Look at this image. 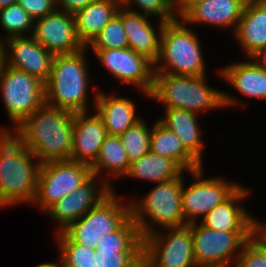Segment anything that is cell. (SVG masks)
I'll list each match as a JSON object with an SVG mask.
<instances>
[{"mask_svg": "<svg viewBox=\"0 0 266 267\" xmlns=\"http://www.w3.org/2000/svg\"><path fill=\"white\" fill-rule=\"evenodd\" d=\"M91 50L114 80L134 85L143 97L149 98L154 81V63L150 59L130 48Z\"/></svg>", "mask_w": 266, "mask_h": 267, "instance_id": "obj_13", "label": "cell"}, {"mask_svg": "<svg viewBox=\"0 0 266 267\" xmlns=\"http://www.w3.org/2000/svg\"><path fill=\"white\" fill-rule=\"evenodd\" d=\"M208 75L183 76L172 74H154L153 88L149 98L159 102L164 109L179 108L196 114L224 107L243 108L244 103L235 95L211 87ZM202 112V113H201Z\"/></svg>", "mask_w": 266, "mask_h": 267, "instance_id": "obj_2", "label": "cell"}, {"mask_svg": "<svg viewBox=\"0 0 266 267\" xmlns=\"http://www.w3.org/2000/svg\"><path fill=\"white\" fill-rule=\"evenodd\" d=\"M204 169L202 166L186 172L194 180L189 186L183 180L181 205L186 224L200 222L241 185L222 176L204 178Z\"/></svg>", "mask_w": 266, "mask_h": 267, "instance_id": "obj_11", "label": "cell"}, {"mask_svg": "<svg viewBox=\"0 0 266 267\" xmlns=\"http://www.w3.org/2000/svg\"><path fill=\"white\" fill-rule=\"evenodd\" d=\"M196 267H221V266L197 265Z\"/></svg>", "mask_w": 266, "mask_h": 267, "instance_id": "obj_45", "label": "cell"}, {"mask_svg": "<svg viewBox=\"0 0 266 267\" xmlns=\"http://www.w3.org/2000/svg\"><path fill=\"white\" fill-rule=\"evenodd\" d=\"M206 0H175V13L181 19L194 5Z\"/></svg>", "mask_w": 266, "mask_h": 267, "instance_id": "obj_39", "label": "cell"}, {"mask_svg": "<svg viewBox=\"0 0 266 267\" xmlns=\"http://www.w3.org/2000/svg\"><path fill=\"white\" fill-rule=\"evenodd\" d=\"M40 166L12 132H0V208L32 204Z\"/></svg>", "mask_w": 266, "mask_h": 267, "instance_id": "obj_3", "label": "cell"}, {"mask_svg": "<svg viewBox=\"0 0 266 267\" xmlns=\"http://www.w3.org/2000/svg\"><path fill=\"white\" fill-rule=\"evenodd\" d=\"M150 18L121 6V20L128 38L129 48L146 56L154 63L160 52L161 33L166 22L157 20L156 24L158 25L155 27Z\"/></svg>", "mask_w": 266, "mask_h": 267, "instance_id": "obj_20", "label": "cell"}, {"mask_svg": "<svg viewBox=\"0 0 266 267\" xmlns=\"http://www.w3.org/2000/svg\"><path fill=\"white\" fill-rule=\"evenodd\" d=\"M218 68L220 78L244 97L266 100V70L251 58ZM249 60V61H248Z\"/></svg>", "mask_w": 266, "mask_h": 267, "instance_id": "obj_24", "label": "cell"}, {"mask_svg": "<svg viewBox=\"0 0 266 267\" xmlns=\"http://www.w3.org/2000/svg\"><path fill=\"white\" fill-rule=\"evenodd\" d=\"M33 25L34 20L18 3L0 9V29L5 31L1 38L4 41L10 37L32 35Z\"/></svg>", "mask_w": 266, "mask_h": 267, "instance_id": "obj_31", "label": "cell"}, {"mask_svg": "<svg viewBox=\"0 0 266 267\" xmlns=\"http://www.w3.org/2000/svg\"><path fill=\"white\" fill-rule=\"evenodd\" d=\"M129 168L130 161L120 136L107 135L101 145L96 161L91 165L92 174L96 175L113 190L115 186L112 184V181H114L115 177L119 179L125 177ZM102 174L104 175L102 176Z\"/></svg>", "mask_w": 266, "mask_h": 267, "instance_id": "obj_25", "label": "cell"}, {"mask_svg": "<svg viewBox=\"0 0 266 267\" xmlns=\"http://www.w3.org/2000/svg\"><path fill=\"white\" fill-rule=\"evenodd\" d=\"M31 36L53 55L73 54L85 48L77 35L74 14L61 10L34 20Z\"/></svg>", "mask_w": 266, "mask_h": 267, "instance_id": "obj_15", "label": "cell"}, {"mask_svg": "<svg viewBox=\"0 0 266 267\" xmlns=\"http://www.w3.org/2000/svg\"><path fill=\"white\" fill-rule=\"evenodd\" d=\"M119 1L122 7L134 12H138L142 15L150 16L156 21L162 20L165 22H171L177 19L175 13V0H119Z\"/></svg>", "mask_w": 266, "mask_h": 267, "instance_id": "obj_34", "label": "cell"}, {"mask_svg": "<svg viewBox=\"0 0 266 267\" xmlns=\"http://www.w3.org/2000/svg\"><path fill=\"white\" fill-rule=\"evenodd\" d=\"M150 151L173 160L184 172L202 167L185 149L178 136L158 120L152 124Z\"/></svg>", "mask_w": 266, "mask_h": 267, "instance_id": "obj_27", "label": "cell"}, {"mask_svg": "<svg viewBox=\"0 0 266 267\" xmlns=\"http://www.w3.org/2000/svg\"><path fill=\"white\" fill-rule=\"evenodd\" d=\"M196 266L191 224L164 228L143 238V267Z\"/></svg>", "mask_w": 266, "mask_h": 267, "instance_id": "obj_9", "label": "cell"}, {"mask_svg": "<svg viewBox=\"0 0 266 267\" xmlns=\"http://www.w3.org/2000/svg\"><path fill=\"white\" fill-rule=\"evenodd\" d=\"M4 56H5L4 40L1 38V35H0V69L4 65Z\"/></svg>", "mask_w": 266, "mask_h": 267, "instance_id": "obj_43", "label": "cell"}, {"mask_svg": "<svg viewBox=\"0 0 266 267\" xmlns=\"http://www.w3.org/2000/svg\"><path fill=\"white\" fill-rule=\"evenodd\" d=\"M257 232L266 240V223L263 221H257Z\"/></svg>", "mask_w": 266, "mask_h": 267, "instance_id": "obj_41", "label": "cell"}, {"mask_svg": "<svg viewBox=\"0 0 266 267\" xmlns=\"http://www.w3.org/2000/svg\"><path fill=\"white\" fill-rule=\"evenodd\" d=\"M92 47V48H91ZM129 48V42L121 20V7L115 15L87 46V49Z\"/></svg>", "mask_w": 266, "mask_h": 267, "instance_id": "obj_33", "label": "cell"}, {"mask_svg": "<svg viewBox=\"0 0 266 267\" xmlns=\"http://www.w3.org/2000/svg\"><path fill=\"white\" fill-rule=\"evenodd\" d=\"M93 94L90 107L101 117L108 135L120 136L142 119L136 113L137 105L128 97H122L115 92L104 93L99 87Z\"/></svg>", "mask_w": 266, "mask_h": 267, "instance_id": "obj_19", "label": "cell"}, {"mask_svg": "<svg viewBox=\"0 0 266 267\" xmlns=\"http://www.w3.org/2000/svg\"><path fill=\"white\" fill-rule=\"evenodd\" d=\"M251 189L241 184L226 200L214 207L200 223L217 231H257V218L243 205Z\"/></svg>", "mask_w": 266, "mask_h": 267, "instance_id": "obj_17", "label": "cell"}, {"mask_svg": "<svg viewBox=\"0 0 266 267\" xmlns=\"http://www.w3.org/2000/svg\"><path fill=\"white\" fill-rule=\"evenodd\" d=\"M4 63L47 82L54 55L31 35L10 37L4 41Z\"/></svg>", "mask_w": 266, "mask_h": 267, "instance_id": "obj_16", "label": "cell"}, {"mask_svg": "<svg viewBox=\"0 0 266 267\" xmlns=\"http://www.w3.org/2000/svg\"><path fill=\"white\" fill-rule=\"evenodd\" d=\"M184 173L173 180L155 184L141 199H128L131 216L142 238L164 228L187 225L181 205Z\"/></svg>", "mask_w": 266, "mask_h": 267, "instance_id": "obj_6", "label": "cell"}, {"mask_svg": "<svg viewBox=\"0 0 266 267\" xmlns=\"http://www.w3.org/2000/svg\"><path fill=\"white\" fill-rule=\"evenodd\" d=\"M92 175L85 163L52 161L40 166L33 205L45 212L51 205L70 194Z\"/></svg>", "mask_w": 266, "mask_h": 267, "instance_id": "obj_12", "label": "cell"}, {"mask_svg": "<svg viewBox=\"0 0 266 267\" xmlns=\"http://www.w3.org/2000/svg\"><path fill=\"white\" fill-rule=\"evenodd\" d=\"M247 0H206L194 5L181 19L188 25H206L234 33ZM231 28V29H230Z\"/></svg>", "mask_w": 266, "mask_h": 267, "instance_id": "obj_21", "label": "cell"}, {"mask_svg": "<svg viewBox=\"0 0 266 267\" xmlns=\"http://www.w3.org/2000/svg\"><path fill=\"white\" fill-rule=\"evenodd\" d=\"M119 0H95L74 14L79 40L87 47L118 13Z\"/></svg>", "mask_w": 266, "mask_h": 267, "instance_id": "obj_26", "label": "cell"}, {"mask_svg": "<svg viewBox=\"0 0 266 267\" xmlns=\"http://www.w3.org/2000/svg\"><path fill=\"white\" fill-rule=\"evenodd\" d=\"M151 128L142 118L120 135L128 160L131 162L141 158L150 151Z\"/></svg>", "mask_w": 266, "mask_h": 267, "instance_id": "obj_32", "label": "cell"}, {"mask_svg": "<svg viewBox=\"0 0 266 267\" xmlns=\"http://www.w3.org/2000/svg\"><path fill=\"white\" fill-rule=\"evenodd\" d=\"M232 35L247 58L266 46V0H247Z\"/></svg>", "mask_w": 266, "mask_h": 267, "instance_id": "obj_22", "label": "cell"}, {"mask_svg": "<svg viewBox=\"0 0 266 267\" xmlns=\"http://www.w3.org/2000/svg\"><path fill=\"white\" fill-rule=\"evenodd\" d=\"M198 36L182 19L166 22L161 33L160 52L154 62V74L207 75Z\"/></svg>", "mask_w": 266, "mask_h": 267, "instance_id": "obj_5", "label": "cell"}, {"mask_svg": "<svg viewBox=\"0 0 266 267\" xmlns=\"http://www.w3.org/2000/svg\"><path fill=\"white\" fill-rule=\"evenodd\" d=\"M95 0H56L57 10L75 14Z\"/></svg>", "mask_w": 266, "mask_h": 267, "instance_id": "obj_38", "label": "cell"}, {"mask_svg": "<svg viewBox=\"0 0 266 267\" xmlns=\"http://www.w3.org/2000/svg\"><path fill=\"white\" fill-rule=\"evenodd\" d=\"M18 4L33 20L42 18L57 10L56 0H18Z\"/></svg>", "mask_w": 266, "mask_h": 267, "instance_id": "obj_37", "label": "cell"}, {"mask_svg": "<svg viewBox=\"0 0 266 267\" xmlns=\"http://www.w3.org/2000/svg\"><path fill=\"white\" fill-rule=\"evenodd\" d=\"M74 112L44 103L12 133L43 163L70 159Z\"/></svg>", "mask_w": 266, "mask_h": 267, "instance_id": "obj_1", "label": "cell"}, {"mask_svg": "<svg viewBox=\"0 0 266 267\" xmlns=\"http://www.w3.org/2000/svg\"><path fill=\"white\" fill-rule=\"evenodd\" d=\"M112 190L96 175H91L70 194L51 205L44 213L57 223L55 233L61 232L69 224L82 218Z\"/></svg>", "mask_w": 266, "mask_h": 267, "instance_id": "obj_14", "label": "cell"}, {"mask_svg": "<svg viewBox=\"0 0 266 267\" xmlns=\"http://www.w3.org/2000/svg\"><path fill=\"white\" fill-rule=\"evenodd\" d=\"M113 189L82 218L69 224L62 232L74 243L95 249L103 235L116 231L130 216V200L123 201ZM124 202V203H123Z\"/></svg>", "mask_w": 266, "mask_h": 267, "instance_id": "obj_8", "label": "cell"}, {"mask_svg": "<svg viewBox=\"0 0 266 267\" xmlns=\"http://www.w3.org/2000/svg\"><path fill=\"white\" fill-rule=\"evenodd\" d=\"M251 59L266 70V46L253 55Z\"/></svg>", "mask_w": 266, "mask_h": 267, "instance_id": "obj_40", "label": "cell"}, {"mask_svg": "<svg viewBox=\"0 0 266 267\" xmlns=\"http://www.w3.org/2000/svg\"><path fill=\"white\" fill-rule=\"evenodd\" d=\"M107 135L104 123L96 111L76 112L69 160L91 166L96 161Z\"/></svg>", "mask_w": 266, "mask_h": 267, "instance_id": "obj_18", "label": "cell"}, {"mask_svg": "<svg viewBox=\"0 0 266 267\" xmlns=\"http://www.w3.org/2000/svg\"><path fill=\"white\" fill-rule=\"evenodd\" d=\"M95 253H143V238L132 216L116 231L101 236L96 243Z\"/></svg>", "mask_w": 266, "mask_h": 267, "instance_id": "obj_29", "label": "cell"}, {"mask_svg": "<svg viewBox=\"0 0 266 267\" xmlns=\"http://www.w3.org/2000/svg\"><path fill=\"white\" fill-rule=\"evenodd\" d=\"M183 170L171 159L151 151L130 163L125 178L149 181L152 185L177 178Z\"/></svg>", "mask_w": 266, "mask_h": 267, "instance_id": "obj_28", "label": "cell"}, {"mask_svg": "<svg viewBox=\"0 0 266 267\" xmlns=\"http://www.w3.org/2000/svg\"><path fill=\"white\" fill-rule=\"evenodd\" d=\"M57 260L58 261L56 262H44V263L36 265L35 267H62L59 255H58Z\"/></svg>", "mask_w": 266, "mask_h": 267, "instance_id": "obj_42", "label": "cell"}, {"mask_svg": "<svg viewBox=\"0 0 266 267\" xmlns=\"http://www.w3.org/2000/svg\"><path fill=\"white\" fill-rule=\"evenodd\" d=\"M164 116L158 117V120L168 130L174 132L181 140L185 149L204 166L203 150L205 144L202 139L204 131L199 127L198 114L189 110L172 108L164 109Z\"/></svg>", "mask_w": 266, "mask_h": 267, "instance_id": "obj_23", "label": "cell"}, {"mask_svg": "<svg viewBox=\"0 0 266 267\" xmlns=\"http://www.w3.org/2000/svg\"><path fill=\"white\" fill-rule=\"evenodd\" d=\"M87 47L73 54L54 55L45 85V103L71 112L89 111L90 73ZM89 108V110H88Z\"/></svg>", "mask_w": 266, "mask_h": 267, "instance_id": "obj_4", "label": "cell"}, {"mask_svg": "<svg viewBox=\"0 0 266 267\" xmlns=\"http://www.w3.org/2000/svg\"><path fill=\"white\" fill-rule=\"evenodd\" d=\"M54 237L62 267H100L95 249L74 243L62 231Z\"/></svg>", "mask_w": 266, "mask_h": 267, "instance_id": "obj_30", "label": "cell"}, {"mask_svg": "<svg viewBox=\"0 0 266 267\" xmlns=\"http://www.w3.org/2000/svg\"><path fill=\"white\" fill-rule=\"evenodd\" d=\"M45 85L38 78L26 72L7 66L0 69V92L5 113L11 126L0 132H13L35 110L45 103Z\"/></svg>", "mask_w": 266, "mask_h": 267, "instance_id": "obj_7", "label": "cell"}, {"mask_svg": "<svg viewBox=\"0 0 266 267\" xmlns=\"http://www.w3.org/2000/svg\"><path fill=\"white\" fill-rule=\"evenodd\" d=\"M196 265L233 267L244 244L257 231H217L191 223Z\"/></svg>", "mask_w": 266, "mask_h": 267, "instance_id": "obj_10", "label": "cell"}, {"mask_svg": "<svg viewBox=\"0 0 266 267\" xmlns=\"http://www.w3.org/2000/svg\"><path fill=\"white\" fill-rule=\"evenodd\" d=\"M100 267H143V253L98 254Z\"/></svg>", "mask_w": 266, "mask_h": 267, "instance_id": "obj_36", "label": "cell"}, {"mask_svg": "<svg viewBox=\"0 0 266 267\" xmlns=\"http://www.w3.org/2000/svg\"><path fill=\"white\" fill-rule=\"evenodd\" d=\"M18 0H0V9L8 7L9 5L17 4Z\"/></svg>", "mask_w": 266, "mask_h": 267, "instance_id": "obj_44", "label": "cell"}, {"mask_svg": "<svg viewBox=\"0 0 266 267\" xmlns=\"http://www.w3.org/2000/svg\"><path fill=\"white\" fill-rule=\"evenodd\" d=\"M233 267H266V240L258 232L244 244Z\"/></svg>", "mask_w": 266, "mask_h": 267, "instance_id": "obj_35", "label": "cell"}]
</instances>
